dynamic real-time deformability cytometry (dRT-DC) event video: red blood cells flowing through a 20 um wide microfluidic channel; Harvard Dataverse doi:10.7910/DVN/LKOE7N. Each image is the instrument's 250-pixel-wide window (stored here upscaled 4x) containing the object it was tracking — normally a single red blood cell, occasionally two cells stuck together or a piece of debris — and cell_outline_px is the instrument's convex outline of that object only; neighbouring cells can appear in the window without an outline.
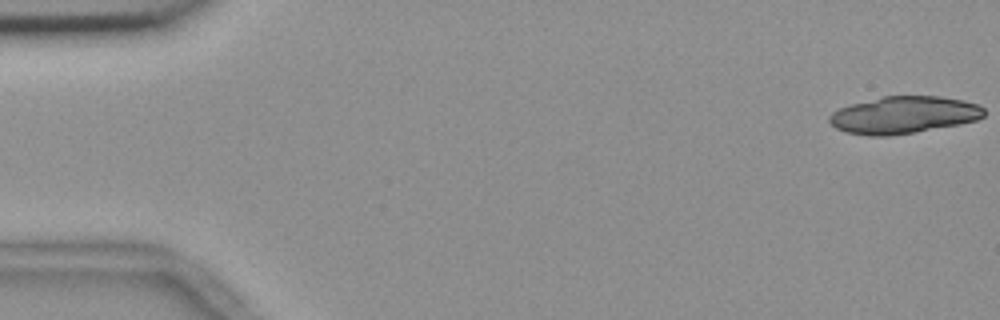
{"species": "common noctule bat (a hibernating species)", "species_latin": "Nyctalus noctula", "temperature_condition": "room temperature", "stored_images_in_passage": 4, "camera_frame_rate_fps": 3000, "um_per_image_px": 0.085, "animal": {"sex": "female", "body_mass_g": 18.4}, "frame": {"image": 1, "passage_image": 1, "time_ms": 0.0, "image_size_px": [1000, 320], "cell_outline_px": [[984, 116], [976, 120], [960, 124], [916, 132], [888, 136], [868, 136], [844, 132], [836, 128], [828, 120], [828, 116], [832, 112], [840, 108], [852, 104], [880, 96], [940, 96], [964, 100], [980, 104], [984, 108]], "centroid_in_image_um": [76.82, 9.77], "position_along_channel_um": 8.2, "area_um2": 33.76}}